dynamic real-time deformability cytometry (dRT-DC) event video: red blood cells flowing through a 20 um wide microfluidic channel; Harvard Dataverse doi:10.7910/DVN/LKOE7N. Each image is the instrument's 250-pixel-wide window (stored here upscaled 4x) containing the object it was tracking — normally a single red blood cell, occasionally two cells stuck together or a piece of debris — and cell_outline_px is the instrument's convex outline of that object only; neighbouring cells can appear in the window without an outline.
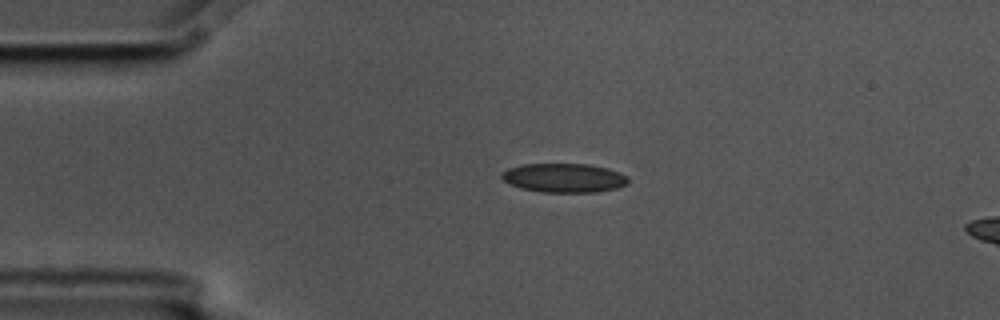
{"species": "common noctule bat (a hibernating species)", "species_latin": "Nyctalus noctula", "temperature_condition": "cold", "stored_images_in_passage": 3, "camera_frame_rate_fps": 3000, "um_per_image_px": 0.085, "animal": {"sex": "male", "body_mass_g": 17.5, "forearm_length_mm": 52.3}, "frame": {"image": 1, "passage_image": 2, "time_ms": 0.333, "image_size_px": [1000, 320], "cell_outline_px": [[628, 184], [616, 188], [596, 192], [540, 192], [520, 188], [504, 180], [500, 176], [500, 172], [508, 168], [520, 164], [588, 164], [620, 172], [628, 176]], "centroid_in_image_um": [47.92, 15.12], "position_along_channel_um": 37.1, "area_um2": 21.44}}